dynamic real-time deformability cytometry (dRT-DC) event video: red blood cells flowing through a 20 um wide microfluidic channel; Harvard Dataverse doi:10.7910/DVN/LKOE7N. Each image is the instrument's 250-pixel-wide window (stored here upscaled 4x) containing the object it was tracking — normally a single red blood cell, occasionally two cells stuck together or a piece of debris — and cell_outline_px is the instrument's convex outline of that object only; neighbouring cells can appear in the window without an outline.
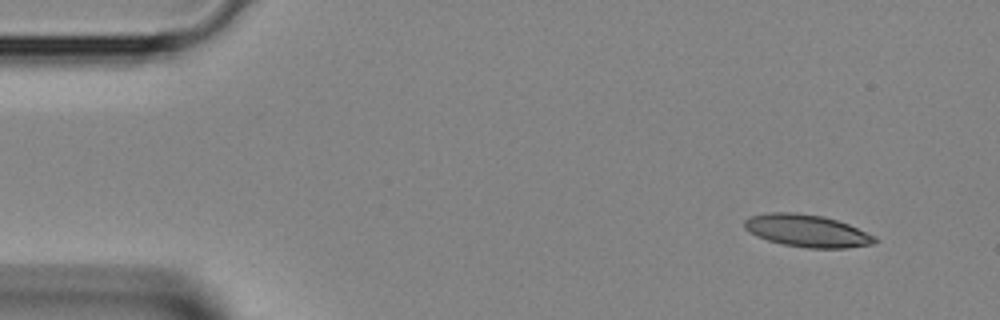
{"species": "Egyptian fruit bat (a non-hibernating species)", "species_latin": "Rousettus aegyptiacus", "temperature_condition": "room temperature", "stored_images_in_passage": 3, "camera_frame_rate_fps": 3000, "um_per_image_px": 0.085, "animal": {"sex": "female"}, "frame": {"image": 1, "passage_image": 1, "time_ms": 0.0, "image_size_px": [1000, 320], "cell_outline_px": [[880, 240], [872, 244], [844, 248], [808, 248], [784, 244], [768, 240], [744, 228], [744, 220], [748, 216], [768, 212], [796, 212], [824, 216], [848, 224], [876, 236]], "centroid_in_image_um": [68.62, 19.6], "position_along_channel_um": 16.4, "area_um2": 24.51}}
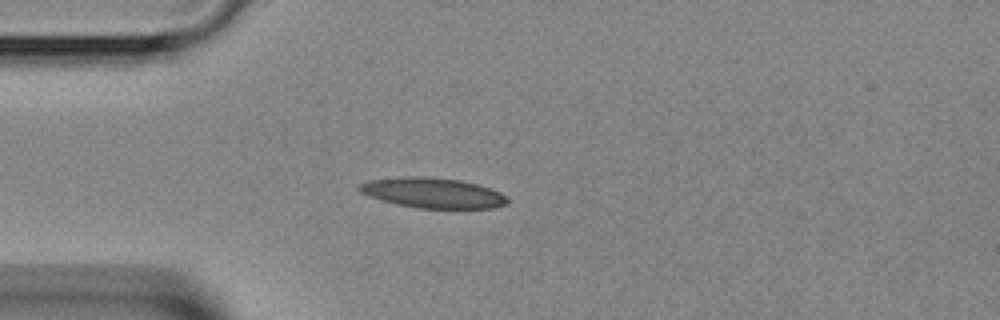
{"frame": {"image": 2, "passage_image": 3, "time_ms": 0.667, "image_size_px": [1000, 320], "cell_outline_px": [[508, 204], [492, 208], [416, 208], [396, 204], [368, 196], [360, 192], [356, 188], [360, 184], [368, 180], [404, 176], [424, 176], [460, 180], [476, 184], [500, 192], [508, 200]], "centroid_in_image_um": [36.74, 16.39], "position_along_channel_um": 48.3, "area_um2": 26.07}}